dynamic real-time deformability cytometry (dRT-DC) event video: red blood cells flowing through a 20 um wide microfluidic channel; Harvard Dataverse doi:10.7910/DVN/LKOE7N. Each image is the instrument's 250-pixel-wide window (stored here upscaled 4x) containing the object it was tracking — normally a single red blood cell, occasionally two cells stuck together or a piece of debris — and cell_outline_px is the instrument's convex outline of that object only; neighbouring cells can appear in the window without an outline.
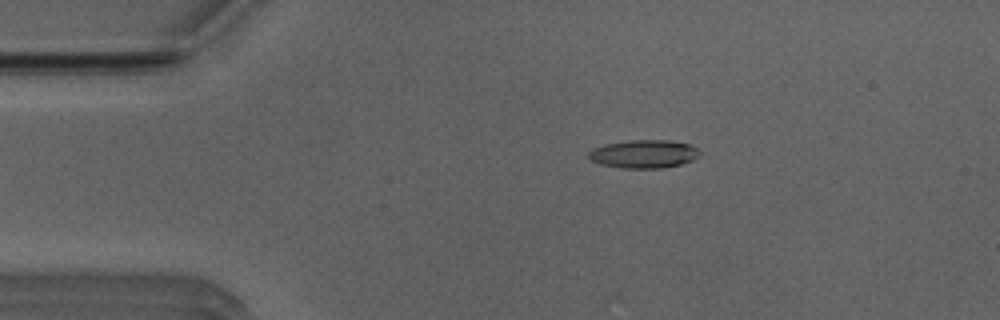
{"species": "Egyptian fruit bat (a non-hibernating species)", "species_latin": "Rousettus aegyptiacus", "temperature_condition": "room temperature", "stored_images_in_passage": 52, "camera_frame_rate_fps": 3000, "um_per_image_px": 0.085, "animal": {"sex": "male"}, "frame": {"image": 1, "passage_image": 10, "time_ms": 3.0, "image_size_px": [1000, 320], "cell_outline_px": [[700, 156], [692, 160], [680, 164], [664, 168], [620, 168], [600, 164], [592, 160], [588, 156], [588, 152], [592, 148], [604, 144], [632, 140], [668, 140], [688, 144], [696, 148], [700, 152]], "centroid_in_image_um": [54.71, 13.09], "position_along_channel_um": 30.3, "area_um2": 18.26}}
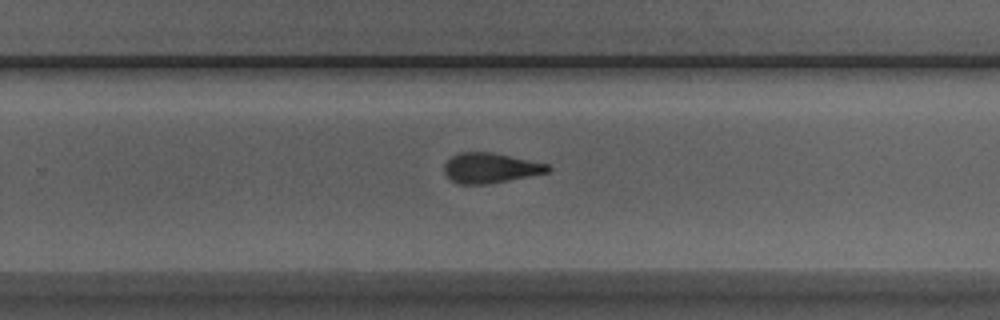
{"frame": {"image": 2, "passage_image": 33, "time_ms": 10.667, "image_size_px": [1000, 320], "cell_outline_px": [[552, 168], [548, 172], [488, 184], [456, 184], [444, 172], [444, 164], [452, 156], [460, 152], [488, 152], [548, 164]], "centroid_in_image_um": [41.65, 14.28], "position_along_channel_um": 288.2, "area_um2": 17.86}}
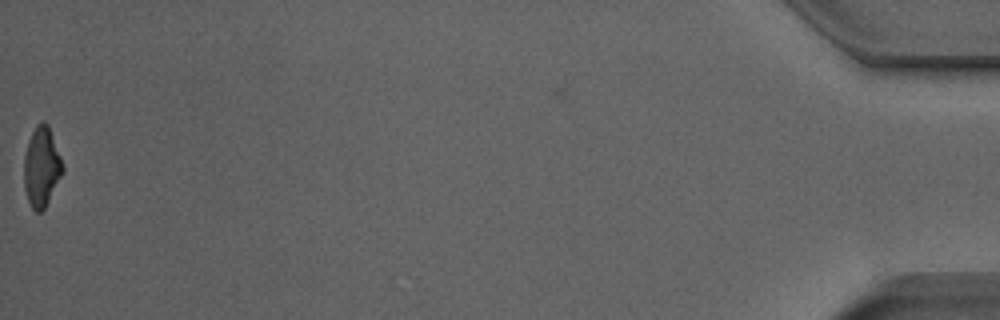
{"frame": {"image": 3, "passage_image": 52, "time_ms": 17.0, "image_size_px": [1000, 320], "cell_outline_px": [[64, 172], [44, 208], [40, 212], [36, 212], [32, 208], [28, 200], [24, 188], [24, 156], [28, 140], [36, 124], [44, 120], [48, 124], [64, 164]], "centroid_in_image_um": [3.54, 14.16], "position_along_channel_um": 431.7, "area_um2": 18.09}, "authors_computed_cell_mechanics": {"area_um2": 18.2937, "velocity_mm_per_s": 3.973, "shape_relaxation_time_tau1_ms": 9.4581, "shape_relaxation_time_tau2_ms": 3.7003, "deformation_change_tau1": 0.256, "deformation_change_tau2": 0.1445}}